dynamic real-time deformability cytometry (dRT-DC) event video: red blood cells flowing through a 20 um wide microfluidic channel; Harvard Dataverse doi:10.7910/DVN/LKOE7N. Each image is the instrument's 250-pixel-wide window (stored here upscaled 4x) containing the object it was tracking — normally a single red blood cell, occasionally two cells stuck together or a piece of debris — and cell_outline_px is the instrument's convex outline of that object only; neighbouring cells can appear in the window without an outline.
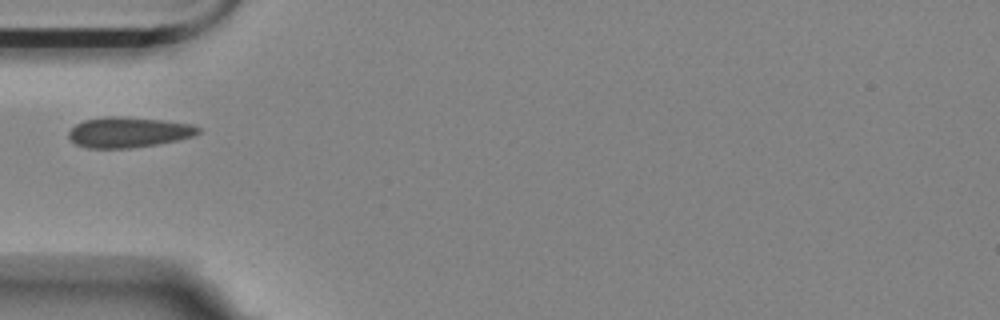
{"species": "Egyptian fruit bat (a non-hibernating species)", "species_latin": "Rousettus aegyptiacus", "temperature_condition": "room temperature", "stored_images_in_passage": 40, "camera_frame_rate_fps": 3000, "um_per_image_px": 0.085, "animal": {"sex": "female"}, "frame": {"image": 1, "passage_image": 1, "time_ms": 0.0, "image_size_px": [1000, 320], "cell_outline_px": [[200, 132], [192, 136], [176, 140], [156, 144], [128, 148], [88, 148], [76, 144], [68, 136], [68, 132], [76, 124], [84, 120], [108, 116], [124, 116], [164, 120], [192, 124], [200, 128]], "centroid_in_image_um": [10.91, 11.23], "position_along_channel_um": 74.1, "area_um2": 22.89}}
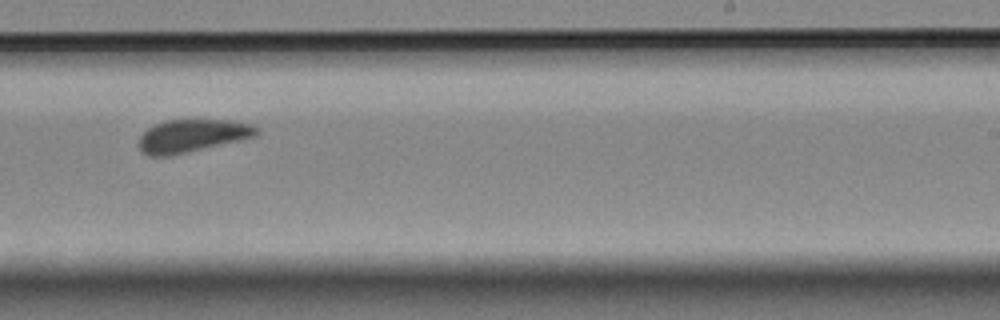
{"frame": {"image": 2, "passage_image": 18, "time_ms": 5.667, "image_size_px": [1000, 320], "cell_outline_px": [[260, 132], [256, 136], [240, 140], [172, 156], [148, 156], [140, 152], [140, 136], [148, 128], [156, 124], [168, 120], [228, 120], [252, 124], [260, 128]], "centroid_in_image_um": [16.36, 11.55], "position_along_channel_um": 272.6, "area_um2": 22.54}}
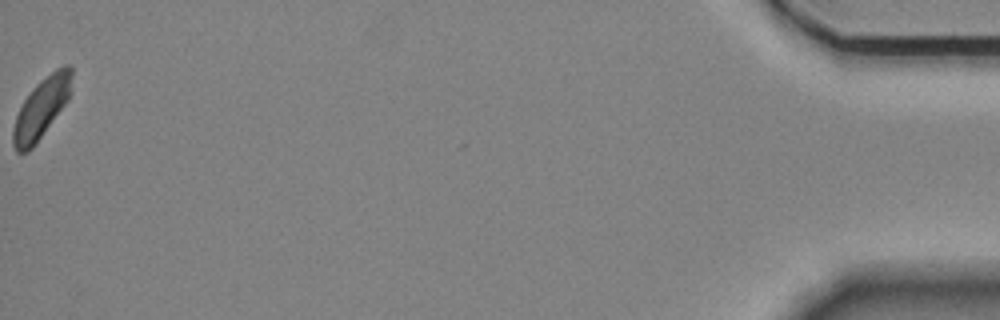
{"frame": {"image": 3, "passage_image": 40, "time_ms": 13.0, "image_size_px": [1000, 320], "cell_outline_px": [[72, 76], [68, 100], [36, 144], [28, 152], [16, 152], [12, 144], [12, 128], [16, 116], [24, 100], [32, 88], [40, 80], [56, 68], [64, 64], [72, 64]], "centroid_in_image_um": [3.51, 9.18], "position_along_channel_um": 431.7, "area_um2": 20.63}}